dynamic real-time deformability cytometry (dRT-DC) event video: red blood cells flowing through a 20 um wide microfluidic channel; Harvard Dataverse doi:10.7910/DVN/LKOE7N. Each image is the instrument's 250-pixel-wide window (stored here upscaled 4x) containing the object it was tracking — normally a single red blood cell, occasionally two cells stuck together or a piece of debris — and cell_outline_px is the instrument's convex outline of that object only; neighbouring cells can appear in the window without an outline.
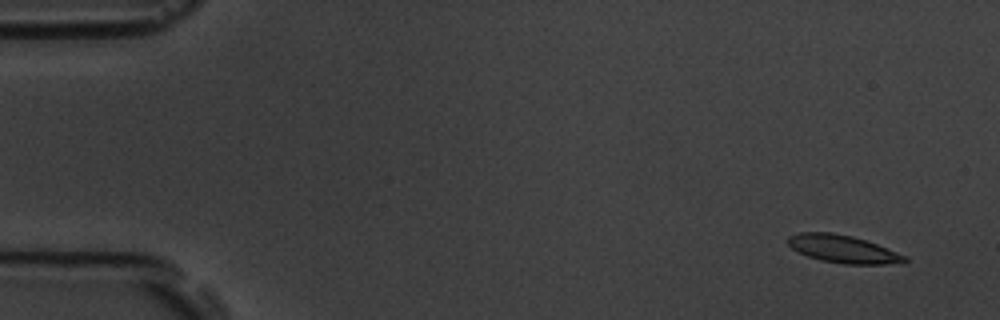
{"species": "common noctule bat (a hibernating species)", "species_latin": "Nyctalus noctula", "temperature_condition": "room temperature", "stored_images_in_passage": 5, "camera_frame_rate_fps": 3000, "um_per_image_px": 0.085, "animal": {"sex": "male", "body_mass_g": 19.5, "forearm_length_mm": 54.6}, "frame": {"image": 1, "passage_image": 1, "time_ms": 0.0, "image_size_px": [1000, 320], "cell_outline_px": [[908, 260], [904, 264], [844, 264], [820, 260], [808, 256], [792, 248], [788, 244], [788, 236], [800, 232], [832, 232], [852, 236], [876, 244], [908, 256]], "centroid_in_image_um": [71.7, 21.17], "position_along_channel_um": 13.3, "area_um2": 18.9}}
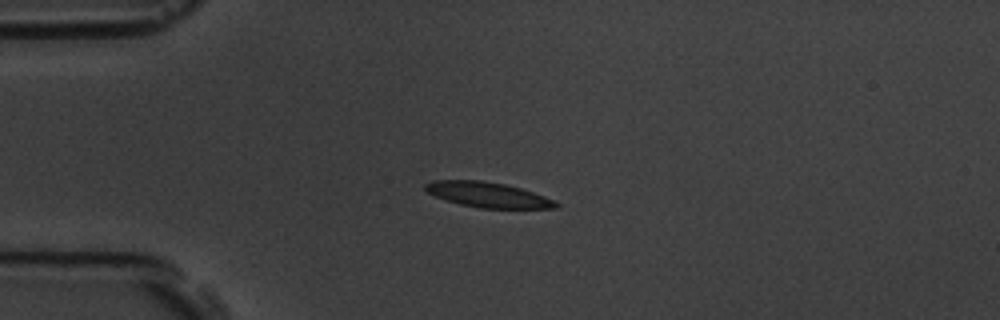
{"frame": {"image": 2, "passage_image": 4, "time_ms": 3.667, "image_size_px": [1000, 320], "cell_outline_px": [[560, 204], [556, 208], [480, 208], [460, 204], [444, 200], [428, 192], [424, 188], [424, 184], [432, 180], [480, 180], [504, 184], [520, 188], [544, 196]], "centroid_in_image_um": [41.42, 16.55], "position_along_channel_um": 43.6, "area_um2": 19.02}}